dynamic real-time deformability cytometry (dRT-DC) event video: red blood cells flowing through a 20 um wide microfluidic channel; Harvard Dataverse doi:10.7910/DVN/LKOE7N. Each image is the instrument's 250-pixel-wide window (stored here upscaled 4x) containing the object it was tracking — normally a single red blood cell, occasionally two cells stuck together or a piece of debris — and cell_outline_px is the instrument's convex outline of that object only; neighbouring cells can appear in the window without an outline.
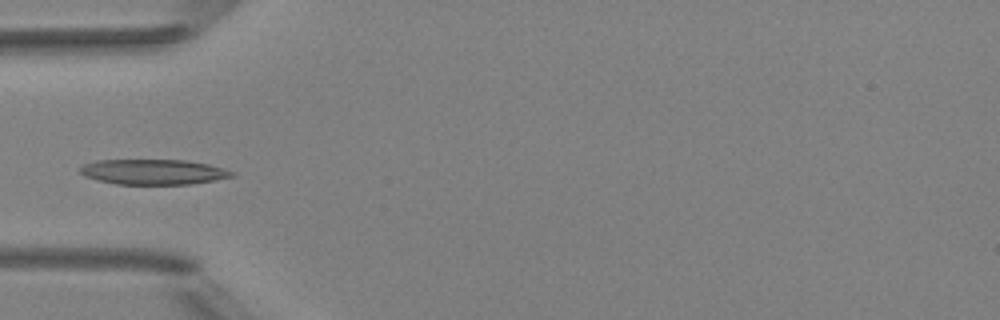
{"species": "Egyptian fruit bat (a non-hibernating species)", "species_latin": "Rousettus aegyptiacus", "temperature_condition": "room temperature", "stored_images_in_passage": 5, "camera_frame_rate_fps": 3000, "um_per_image_px": 0.085, "animal": {"sex": "female"}, "frame": {"image": 1, "passage_image": 4, "time_ms": 4.667, "image_size_px": [1000, 320], "cell_outline_px": [[236, 176], [188, 184], [116, 184], [96, 180], [84, 176], [80, 172], [80, 168], [84, 164], [96, 160], [184, 160], [208, 164], [224, 168], [236, 172]], "centroid_in_image_um": [13.03, 14.61], "position_along_channel_um": 72.0, "area_um2": 22.31}}
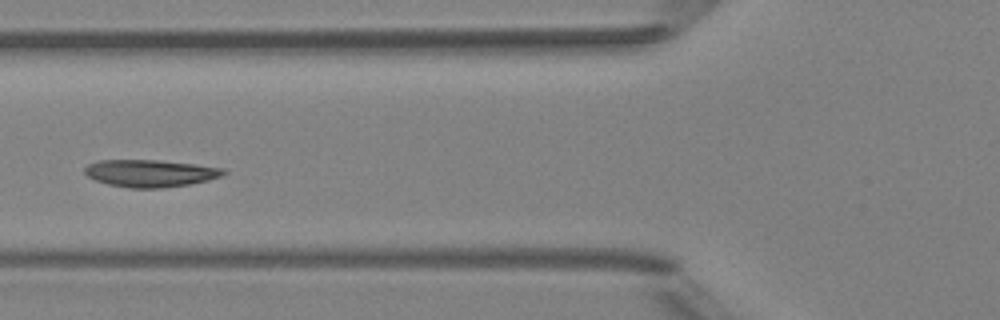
{"frame": {"image": 2, "passage_image": 5, "time_ms": 5.667, "image_size_px": [1000, 320], "cell_outline_px": [[228, 172], [220, 176], [208, 180], [188, 184], [164, 188], [128, 188], [108, 184], [96, 180], [88, 176], [84, 172], [84, 168], [88, 164], [96, 160], [160, 160], [196, 164], [224, 168]], "centroid_in_image_um": [12.77, 14.72], "position_along_channel_um": 113.0, "area_um2": 22.14}}